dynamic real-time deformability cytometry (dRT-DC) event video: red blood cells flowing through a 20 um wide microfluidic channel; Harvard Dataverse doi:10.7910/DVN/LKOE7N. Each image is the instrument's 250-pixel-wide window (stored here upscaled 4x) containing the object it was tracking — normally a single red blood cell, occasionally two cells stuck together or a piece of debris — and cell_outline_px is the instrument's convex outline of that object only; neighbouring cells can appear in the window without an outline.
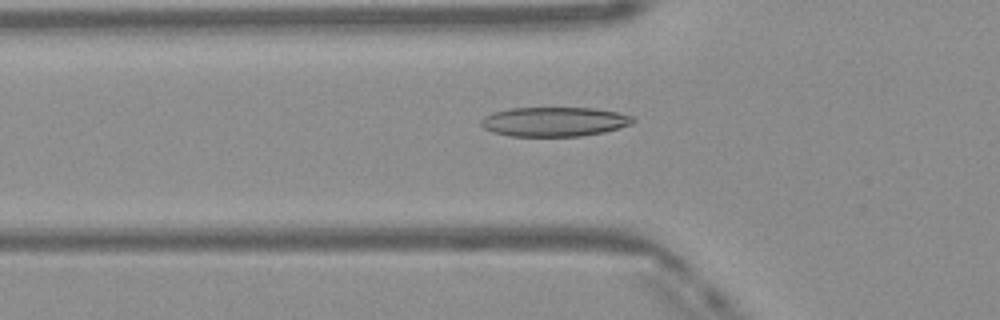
{"species": "Egyptian fruit bat (a non-hibernating species)", "species_latin": "Rousettus aegyptiacus", "temperature_condition": "warm", "stored_images_in_passage": 32, "camera_frame_rate_fps": 3000, "um_per_image_px": 0.085, "frame": {"image": 1, "passage_image": 3, "time_ms": 0.667, "image_size_px": [1000, 320], "cell_outline_px": [[636, 120], [632, 124], [620, 128], [604, 132], [580, 136], [508, 136], [492, 132], [484, 128], [480, 124], [480, 120], [484, 116], [492, 112], [508, 108], [592, 108], [616, 112], [632, 116]], "centroid_in_image_um": [47.09, 10.34], "position_along_channel_um": 78.7, "area_um2": 26.18}}
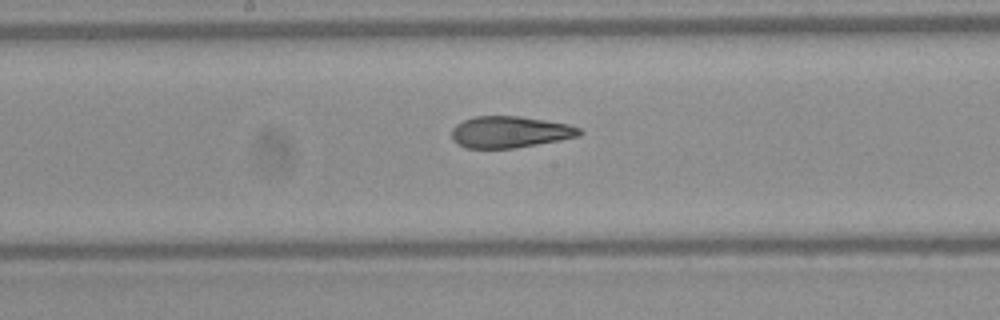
{"frame": {"image": 2, "passage_image": 12, "time_ms": 3.667, "image_size_px": [1000, 320], "cell_outline_px": [[584, 132], [580, 136], [560, 140], [512, 148], [464, 148], [456, 144], [452, 140], [452, 128], [456, 124], [472, 116], [520, 116], [568, 124], [580, 128]], "centroid_in_image_um": [43.32, 11.22], "position_along_channel_um": 204.9, "area_um2": 23.58}}
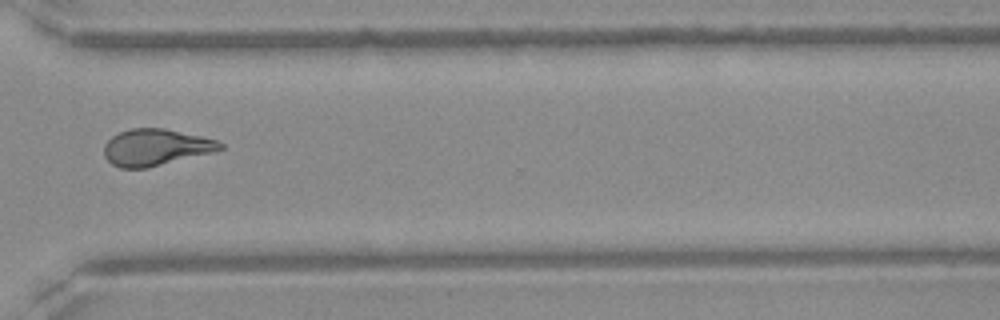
{"frame": {"image": 3, "passage_image": 23, "time_ms": 7.333, "image_size_px": [1000, 320], "cell_outline_px": [[224, 148], [216, 152], [148, 168], [120, 168], [112, 164], [104, 156], [104, 144], [112, 136], [120, 132], [132, 128], [164, 128], [200, 136], [216, 140], [224, 144]], "centroid_in_image_um": [13.25, 12.53], "position_along_channel_um": 357.3, "area_um2": 24.91}, "authors_computed_cell_mechanics": {"area_um2": 24.1315, "velocity_mm_per_s": 4.1651, "shape_relaxation_time_tau1_ms": 8.818, "shape_relaxation_time_tau2_ms": 1.8719, "deformation_change_tau1": 0.2357, "deformation_change_tau2": 0.1016}}